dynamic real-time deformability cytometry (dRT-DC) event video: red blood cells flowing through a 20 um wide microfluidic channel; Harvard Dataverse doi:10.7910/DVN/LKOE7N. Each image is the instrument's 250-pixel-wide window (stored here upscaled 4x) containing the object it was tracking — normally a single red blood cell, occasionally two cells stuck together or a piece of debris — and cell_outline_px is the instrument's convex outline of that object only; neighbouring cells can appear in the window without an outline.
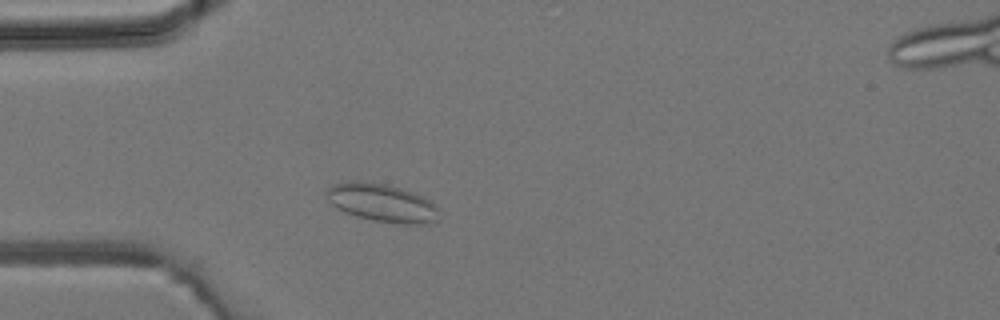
{"species": "common noctule bat (a hibernating species)", "species_latin": "Nyctalus noctula", "temperature_condition": "room temperature", "stored_images_in_passage": 2, "camera_frame_rate_fps": 3000, "um_per_image_px": 0.085, "animal": {"sex": "male", "body_mass_g": 19.2, "forearm_length_mm": 51.8}, "frame": {"image": 1, "passage_image": 2, "time_ms": 1.333, "image_size_px": [1000, 320], "cell_outline_px": [[436, 220], [424, 224], [400, 224], [372, 220], [356, 216], [344, 212], [336, 208], [328, 200], [324, 192], [332, 184], [344, 180], [356, 180], [384, 184], [416, 192], [428, 200], [436, 208]], "centroid_in_image_um": [32.37, 17.22], "position_along_channel_um": 52.6, "area_um2": 25.03}}